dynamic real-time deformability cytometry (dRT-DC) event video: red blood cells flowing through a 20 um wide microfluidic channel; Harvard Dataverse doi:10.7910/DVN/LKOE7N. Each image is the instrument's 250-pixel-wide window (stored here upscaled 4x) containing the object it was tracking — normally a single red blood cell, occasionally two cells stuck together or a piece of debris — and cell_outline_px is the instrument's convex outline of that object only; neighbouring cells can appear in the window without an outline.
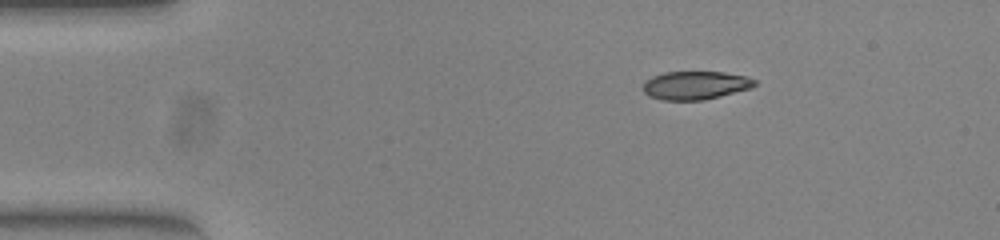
{"species": "common noctule bat (a hibernating species)", "species_latin": "Nyctalus noctula", "temperature_condition": "warm", "stored_images_in_passage": 17, "camera_frame_rate_fps": 3000, "um_per_image_px": 0.085, "animal": {"sex": "female", "body_mass_g": 23.0, "forearm_length_mm": 53.4}, "frame": {"image": 1, "passage_image": 1, "time_ms": 0.0, "image_size_px": [1000, 240], "cell_outline_px": [[756, 84], [752, 88], [704, 100], [660, 100], [648, 96], [644, 92], [644, 80], [652, 76], [664, 72], [724, 72], [744, 76], [756, 80]], "centroid_in_image_um": [59.08, 7.25], "position_along_channel_um": 25.9, "area_um2": 18.5}}
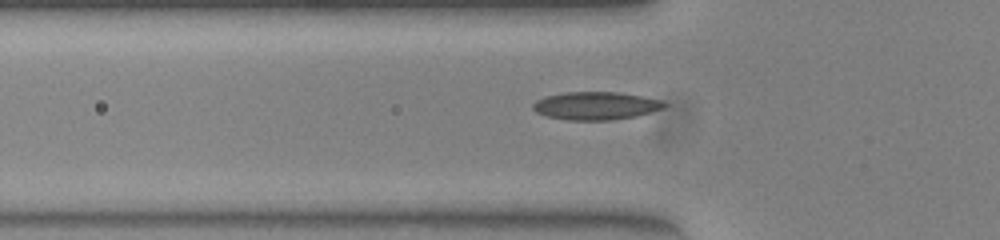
{"frame": {"image": 2, "passage_image": 10, "time_ms": 3.0, "image_size_px": [1000, 240], "cell_outline_px": [[668, 104], [664, 108], [652, 112], [636, 116], [612, 120], [568, 120], [548, 116], [536, 112], [532, 108], [532, 104], [536, 100], [544, 96], [564, 92], [616, 92], [664, 100]], "centroid_in_image_um": [50.66, 8.99], "position_along_channel_um": 75.1, "area_um2": 21.5}}
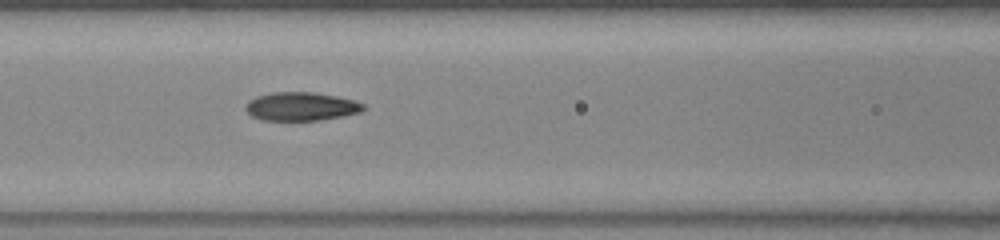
{"frame": {"image": 3, "passage_image": 15, "time_ms": 4.667, "image_size_px": [1000, 240], "cell_outline_px": [[368, 108], [360, 112], [344, 116], [320, 120], [260, 120], [252, 116], [244, 108], [248, 100], [256, 96], [272, 92], [312, 92], [336, 96], [352, 100], [364, 104]], "centroid_in_image_um": [25.59, 9.05], "position_along_channel_um": 141.0, "area_um2": 19.65}}